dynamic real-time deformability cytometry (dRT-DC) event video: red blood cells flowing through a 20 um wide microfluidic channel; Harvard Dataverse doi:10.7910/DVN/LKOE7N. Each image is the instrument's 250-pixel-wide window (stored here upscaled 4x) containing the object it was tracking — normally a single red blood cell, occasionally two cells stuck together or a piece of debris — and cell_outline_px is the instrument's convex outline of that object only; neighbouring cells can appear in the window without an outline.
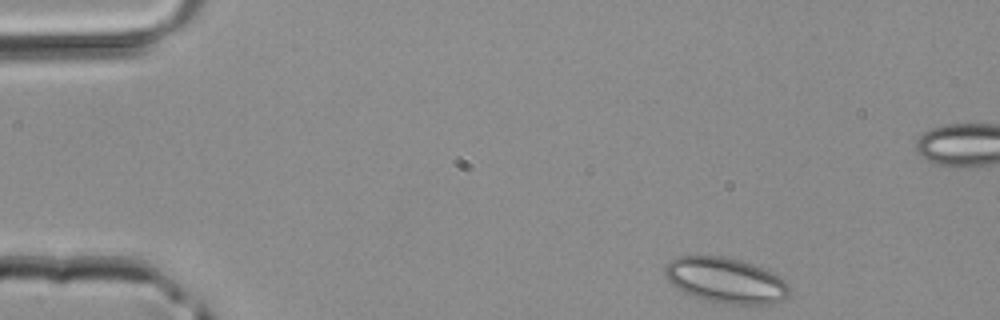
{"species": "common noctule bat (a hibernating species)", "species_latin": "Nyctalus noctula", "temperature_condition": "room temperature", "stored_images_in_passage": 3, "camera_frame_rate_fps": 3000, "um_per_image_px": 0.085, "animal": {"sex": "male", "body_mass_g": 20.4}, "frame": {"image": 1, "passage_image": 1, "time_ms": 0.0, "image_size_px": [1000, 320], "cell_outline_px": [[788, 296], [784, 300], [772, 304], [732, 304], [708, 300], [684, 292], [672, 284], [664, 276], [664, 268], [676, 256], [724, 256], [740, 260], [764, 268], [780, 276], [788, 284]], "centroid_in_image_um": [61.71, 23.82], "position_along_channel_um": 23.3, "area_um2": 32.77}}